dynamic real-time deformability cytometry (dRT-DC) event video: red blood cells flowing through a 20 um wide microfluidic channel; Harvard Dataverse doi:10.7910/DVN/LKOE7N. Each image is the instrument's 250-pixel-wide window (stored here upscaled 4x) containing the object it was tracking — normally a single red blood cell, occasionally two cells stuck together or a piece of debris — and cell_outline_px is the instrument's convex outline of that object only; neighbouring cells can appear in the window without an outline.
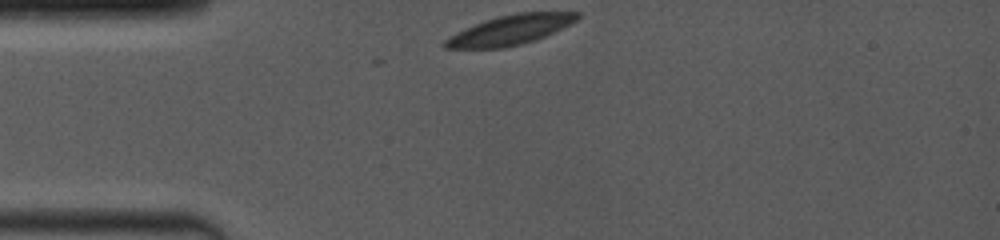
{"species": "common noctule bat (a hibernating species)", "species_latin": "Nyctalus noctula", "temperature_condition": "room temperature", "stored_images_in_passage": 14, "camera_frame_rate_fps": 4000, "um_per_image_px": 0.085, "animal": {"sex": "female", "body_mass_g": 19.0, "forearm_length_mm": 53.3}, "frame": {"image": 1, "passage_image": 1, "time_ms": 0.0, "image_size_px": [1000, 240], "cell_outline_px": [[580, 16], [576, 20], [536, 40], [524, 44], [504, 48], [444, 48], [440, 44], [444, 40], [456, 32], [476, 24], [500, 16], [516, 12], [580, 12]], "centroid_in_image_um": [43.34, 2.56], "position_along_channel_um": 41.7, "area_um2": 22.6}}
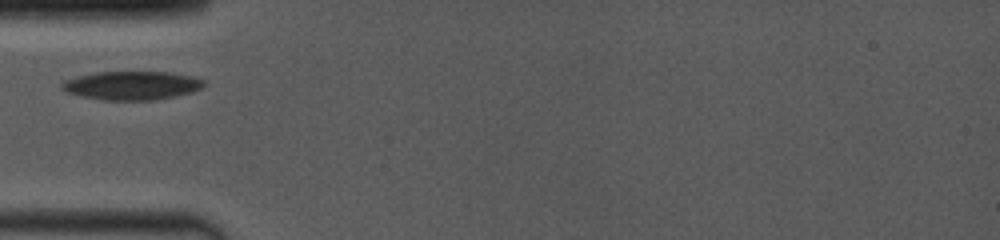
{"frame": {"image": 2, "passage_image": 6, "time_ms": 1.5, "image_size_px": [1000, 240], "cell_outline_px": [[208, 84], [204, 88], [192, 92], [152, 100], [104, 100], [64, 92], [60, 88], [60, 84], [64, 80], [80, 76], [100, 72], [164, 72], [192, 76], [204, 80]], "centroid_in_image_um": [11.22, 7.27], "position_along_channel_um": 73.8, "area_um2": 23.58}}